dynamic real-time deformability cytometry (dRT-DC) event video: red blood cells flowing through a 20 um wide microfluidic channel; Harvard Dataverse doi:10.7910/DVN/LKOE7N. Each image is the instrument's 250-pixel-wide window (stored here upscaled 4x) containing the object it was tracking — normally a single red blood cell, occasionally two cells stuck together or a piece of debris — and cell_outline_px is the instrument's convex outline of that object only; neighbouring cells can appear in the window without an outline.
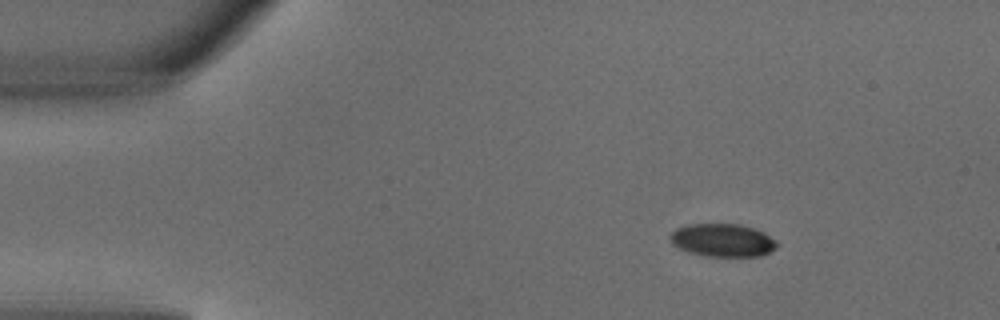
{"species": "common noctule bat (a hibernating species)", "species_latin": "Nyctalus noctula", "temperature_condition": "warm", "stored_images_in_passage": 3, "camera_frame_rate_fps": 3000, "um_per_image_px": 0.085, "animal": {"sex": "male", "body_mass_g": 18.8}, "frame": {"image": 1, "passage_image": 3, "time_ms": 0.667, "image_size_px": [1000, 320], "cell_outline_px": [[780, 244], [776, 248], [760, 256], [704, 256], [688, 252], [672, 244], [668, 236], [676, 228], [688, 224], [740, 224], [764, 232], [776, 240]], "centroid_in_image_um": [61.42, 20.42], "position_along_channel_um": 23.6, "area_um2": 20.63}}